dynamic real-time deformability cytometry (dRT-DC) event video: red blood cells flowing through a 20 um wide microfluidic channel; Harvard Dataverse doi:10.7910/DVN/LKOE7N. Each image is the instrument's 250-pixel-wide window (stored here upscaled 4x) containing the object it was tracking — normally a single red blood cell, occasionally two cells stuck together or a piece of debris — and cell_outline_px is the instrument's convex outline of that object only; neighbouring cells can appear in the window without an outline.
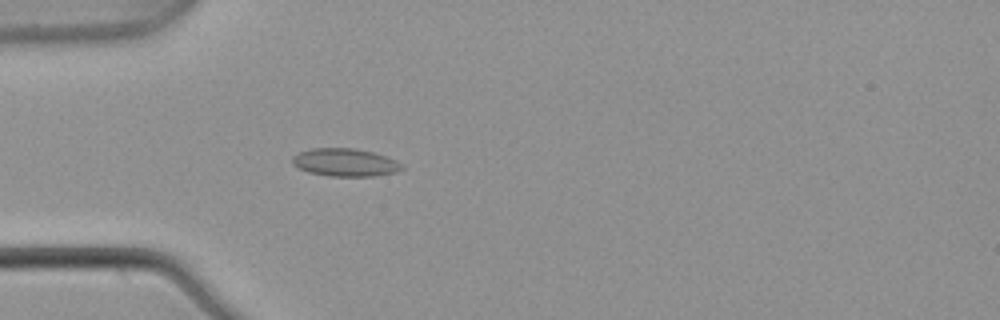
{"species": "common noctule bat (a hibernating species)", "species_latin": "Nyctalus noctula", "temperature_condition": "warm", "stored_images_in_passage": 3, "camera_frame_rate_fps": 3000, "um_per_image_px": 0.085, "animal": {"sex": "male", "body_mass_g": 21.5, "forearm_length_mm": 52.0}, "frame": {"image": 1, "passage_image": 3, "time_ms": 0.667, "image_size_px": [1000, 320], "cell_outline_px": [[404, 168], [396, 172], [376, 176], [328, 176], [308, 172], [292, 164], [292, 156], [300, 152], [312, 148], [356, 148], [372, 152], [396, 160], [404, 164]], "centroid_in_image_um": [29.35, 13.81], "position_along_channel_um": 55.6, "area_um2": 17.86}}